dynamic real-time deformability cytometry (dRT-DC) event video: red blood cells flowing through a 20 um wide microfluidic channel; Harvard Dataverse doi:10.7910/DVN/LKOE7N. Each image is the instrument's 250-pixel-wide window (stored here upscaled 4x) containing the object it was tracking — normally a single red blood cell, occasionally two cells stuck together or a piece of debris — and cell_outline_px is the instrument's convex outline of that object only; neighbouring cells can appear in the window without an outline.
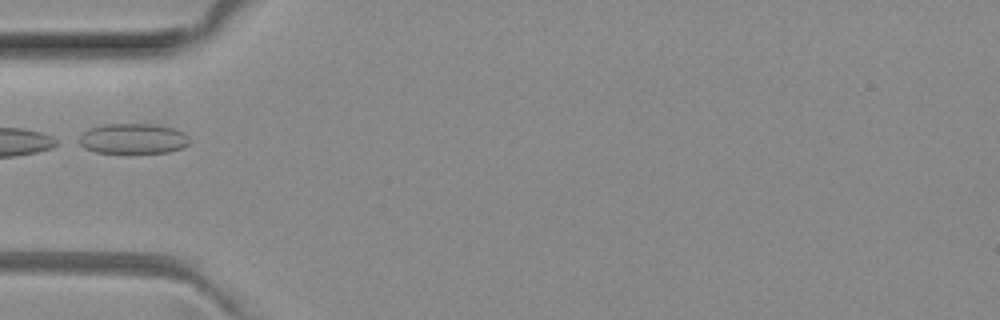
{"species": "common noctule bat (a hibernating species)", "species_latin": "Nyctalus noctula", "temperature_condition": "room temperature", "stored_images_in_passage": 2, "camera_frame_rate_fps": 3000, "um_per_image_px": 0.085, "animal": {"sex": "female", "body_mass_g": 29.2, "forearm_length_mm": 56.3}, "frame": {"image": 1, "passage_image": 1, "time_ms": 0.0, "image_size_px": [1000, 320], "cell_outline_px": [[188, 144], [184, 148], [168, 152], [96, 152], [84, 148], [80, 144], [80, 136], [88, 128], [104, 124], [156, 124], [172, 128], [184, 132], [188, 136]], "centroid_in_image_um": [11.32, 11.77], "position_along_channel_um": 73.7, "area_um2": 19.36}}
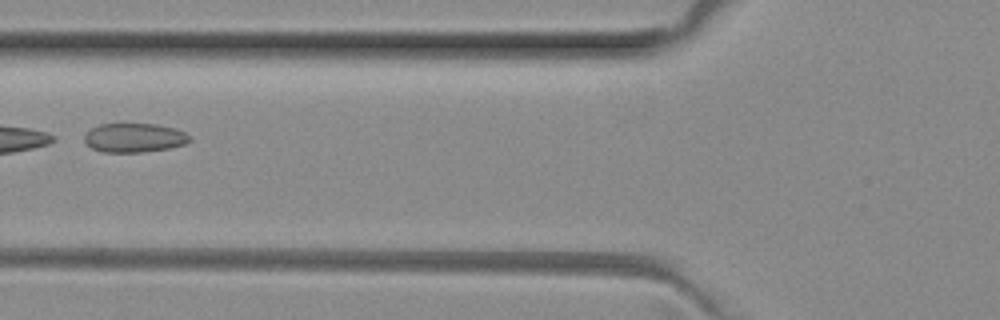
{"frame": {"image": 2, "passage_image": 2, "time_ms": 0.333, "image_size_px": [1000, 320], "cell_outline_px": [[192, 140], [184, 144], [168, 148], [144, 152], [104, 152], [92, 148], [84, 140], [84, 136], [92, 128], [100, 124], [156, 124], [176, 128], [192, 136]], "centroid_in_image_um": [11.46, 11.7], "position_along_channel_um": 114.3, "area_um2": 17.8}}